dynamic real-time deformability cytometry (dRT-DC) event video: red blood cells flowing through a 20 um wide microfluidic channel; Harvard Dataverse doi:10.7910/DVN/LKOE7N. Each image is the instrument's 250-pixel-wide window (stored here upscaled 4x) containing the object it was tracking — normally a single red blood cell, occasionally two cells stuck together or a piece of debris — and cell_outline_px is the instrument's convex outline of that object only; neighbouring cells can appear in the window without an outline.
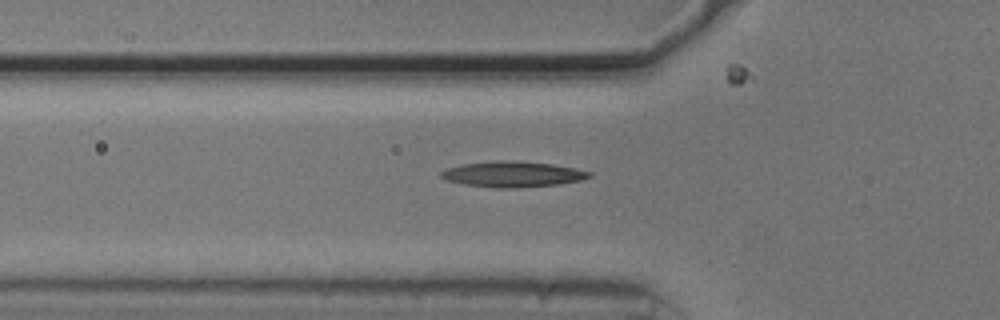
{"species": "common noctule bat (a hibernating species)", "species_latin": "Nyctalus noctula", "temperature_condition": "cold", "stored_images_in_passage": 39, "camera_frame_rate_fps": 3000, "um_per_image_px": 0.085, "animal": {"sex": "male", "body_mass_g": 20.5, "forearm_length_mm": 52.5}, "frame": {"image": 1, "passage_image": 4, "time_ms": 1.0, "image_size_px": [1000, 320], "cell_outline_px": [[592, 176], [580, 180], [556, 184], [508, 188], [500, 188], [464, 184], [448, 180], [440, 176], [440, 172], [448, 168], [464, 164], [492, 160], [504, 160], [552, 164], [592, 172]], "centroid_in_image_um": [43.55, 14.8], "position_along_channel_um": 82.2, "area_um2": 21.68}}
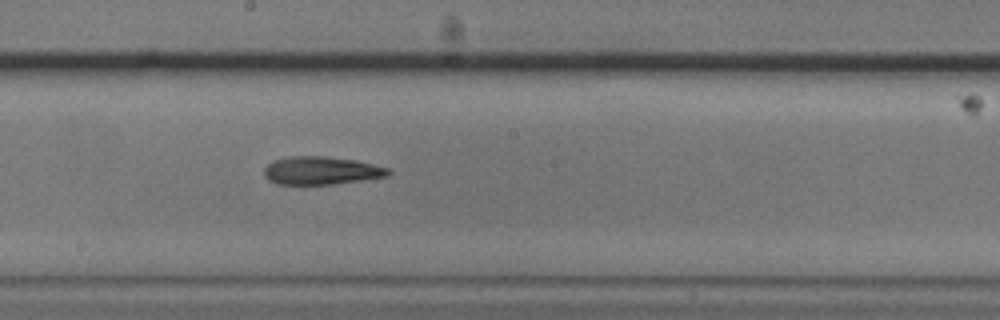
{"frame": {"image": 2, "passage_image": 15, "time_ms": 4.667, "image_size_px": [1000, 320], "cell_outline_px": [[392, 172], [388, 176], [332, 184], [276, 184], [268, 180], [264, 176], [264, 168], [272, 160], [288, 156], [324, 156], [356, 160], [392, 168]], "centroid_in_image_um": [27.31, 14.49], "position_along_channel_um": 220.9, "area_um2": 20.46}}
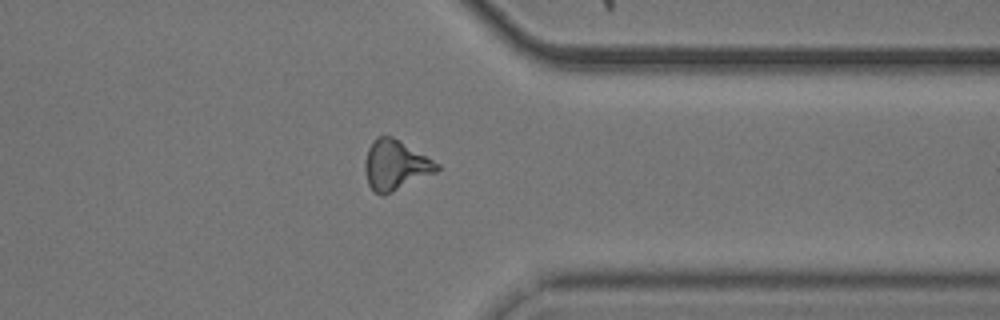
{"frame": {"image": 3, "passage_image": 28, "time_ms": 9.0, "image_size_px": [1000, 320], "cell_outline_px": [[440, 168], [436, 172], [392, 192], [380, 196], [368, 184], [364, 168], [364, 164], [368, 148], [372, 140], [376, 136], [392, 136], [400, 140], [440, 164]], "centroid_in_image_um": [33.6, 14.02], "position_along_channel_um": 377.8, "area_um2": 20.87}, "authors_computed_cell_mechanics": {"area_um2": 19.9988, "velocity_mm_per_s": 3.7488, "shape_relaxation_time_tau1_ms": null, "shape_relaxation_time_tau2_ms": 10.9364, "deformation_change_tau1": null, "deformation_change_tau2": 0.2648}}